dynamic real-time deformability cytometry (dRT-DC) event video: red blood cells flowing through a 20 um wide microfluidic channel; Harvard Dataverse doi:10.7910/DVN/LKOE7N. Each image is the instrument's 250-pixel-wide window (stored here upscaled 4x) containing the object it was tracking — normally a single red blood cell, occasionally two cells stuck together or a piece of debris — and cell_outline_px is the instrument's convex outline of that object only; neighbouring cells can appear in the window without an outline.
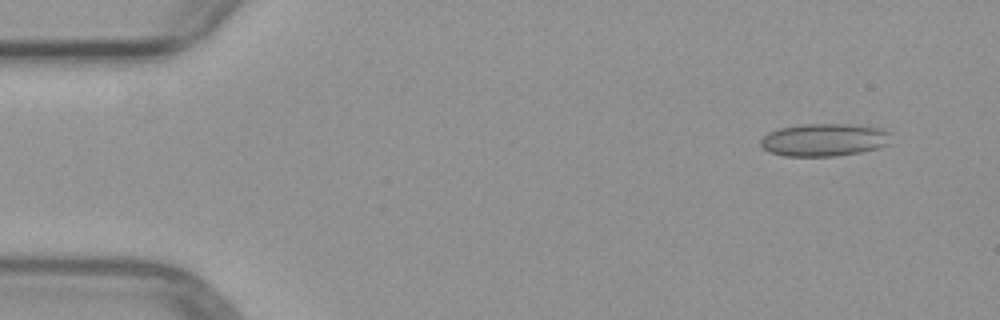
{"species": "common noctule bat (a hibernating species)", "species_latin": "Nyctalus noctula", "temperature_condition": "warm", "stored_images_in_passage": 4, "camera_frame_rate_fps": 3000, "um_per_image_px": 0.085, "animal": {"sex": "female", "body_mass_g": 29.2, "forearm_length_mm": 56.3}, "frame": {"image": 1, "passage_image": 1, "time_ms": 0.0, "image_size_px": [1000, 320], "cell_outline_px": [[892, 132], [888, 144], [876, 148], [860, 152], [836, 156], [784, 156], [768, 152], [760, 144], [760, 140], [768, 132], [780, 128], [804, 124], [852, 124], [884, 128]], "centroid_in_image_um": [70.08, 11.88], "position_along_channel_um": 14.9, "area_um2": 25.03}}
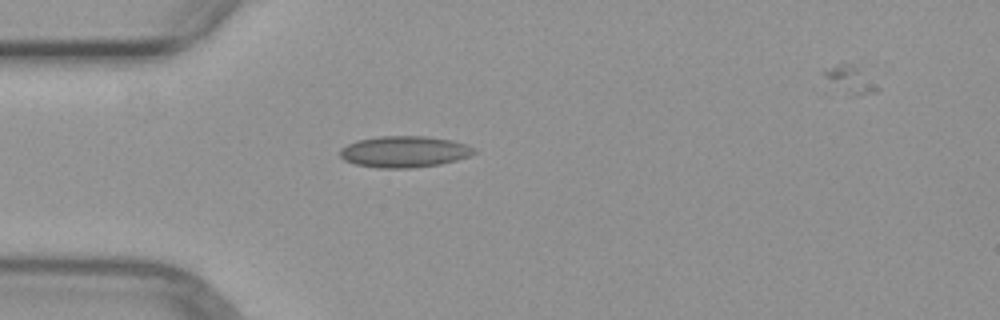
{"frame": {"image": 2, "passage_image": 3, "time_ms": 3.333, "image_size_px": [1000, 320], "cell_outline_px": [[476, 152], [468, 156], [456, 160], [440, 164], [412, 168], [376, 168], [356, 164], [344, 160], [340, 156], [340, 148], [348, 144], [360, 140], [380, 136], [420, 136], [452, 140], [468, 144], [476, 148]], "centroid_in_image_um": [34.38, 12.9], "position_along_channel_um": 50.6, "area_um2": 24.45}}